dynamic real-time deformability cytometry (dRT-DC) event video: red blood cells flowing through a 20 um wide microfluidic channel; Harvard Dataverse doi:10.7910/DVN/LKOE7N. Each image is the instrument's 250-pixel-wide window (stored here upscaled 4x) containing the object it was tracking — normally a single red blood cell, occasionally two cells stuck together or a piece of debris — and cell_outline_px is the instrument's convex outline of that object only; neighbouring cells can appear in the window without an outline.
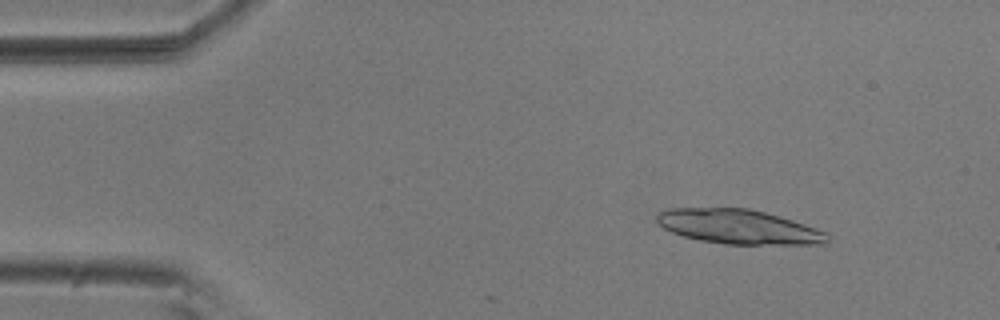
{"species": "common noctule bat (a hibernating species)", "species_latin": "Nyctalus noctula", "temperature_condition": "room temperature", "stored_images_in_passage": 41, "camera_frame_rate_fps": 3000, "um_per_image_px": 0.085, "animal": {"sex": "male", "body_mass_g": 20.5, "forearm_length_mm": 52.5}, "frame": {"image": 1, "passage_image": 6, "time_ms": 1.667, "image_size_px": [1000, 320], "cell_outline_px": [[828, 244], [724, 244], [700, 240], [684, 236], [672, 232], [664, 228], [656, 220], [656, 216], [660, 212], [672, 208], [748, 208], [780, 216], [816, 228], [824, 232], [828, 236]], "centroid_in_image_um": [62.78, 19.27], "position_along_channel_um": 22.2, "area_um2": 33.93}}
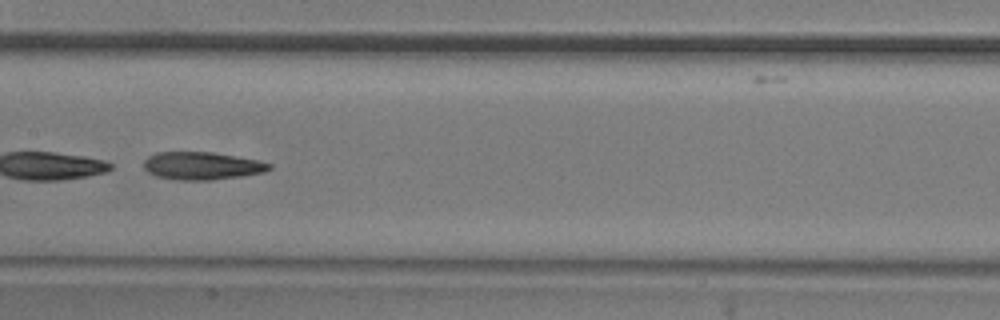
{"frame": {"image": 2, "passage_image": 26, "time_ms": 8.333, "image_size_px": [1000, 320], "cell_outline_px": [[272, 168], [264, 172], [240, 176], [212, 180], [176, 180], [156, 176], [148, 172], [144, 168], [144, 160], [148, 156], [156, 152], [212, 152], [260, 160], [272, 164]], "centroid_in_image_um": [17.16, 14.09], "position_along_channel_um": 190.2, "area_um2": 20.4}}
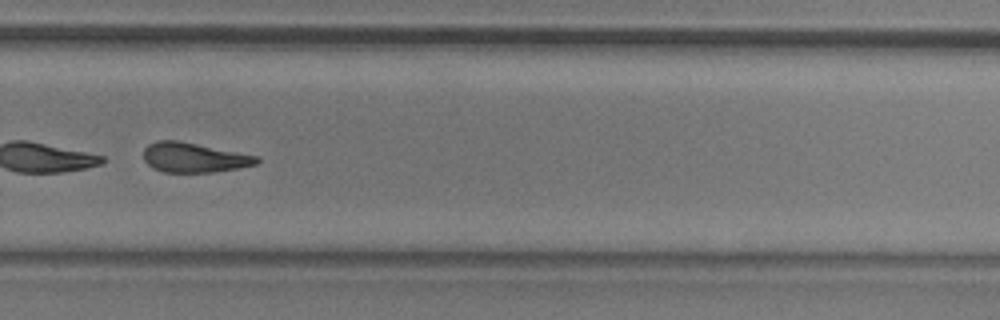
{"frame": {"image": 3, "passage_image": 36, "time_ms": 11.667, "image_size_px": [1000, 320], "cell_outline_px": [[260, 160], [256, 164], [236, 168], [212, 172], [164, 172], [152, 168], [144, 160], [144, 148], [148, 144], [156, 140], [176, 140], [260, 156]], "centroid_in_image_um": [16.47, 13.38], "position_along_channel_um": 313.3, "area_um2": 19.54}, "authors_computed_cell_mechanics": {"area_um2": 21.1548, "velocity_mm_per_s": 3.7061, "shape_relaxation_time_tau1_ms": 1.4978, "shape_relaxation_time_tau2_ms": 5.7759, "deformation_change_tau1": 0.2723, "deformation_change_tau2": 0.1735}}